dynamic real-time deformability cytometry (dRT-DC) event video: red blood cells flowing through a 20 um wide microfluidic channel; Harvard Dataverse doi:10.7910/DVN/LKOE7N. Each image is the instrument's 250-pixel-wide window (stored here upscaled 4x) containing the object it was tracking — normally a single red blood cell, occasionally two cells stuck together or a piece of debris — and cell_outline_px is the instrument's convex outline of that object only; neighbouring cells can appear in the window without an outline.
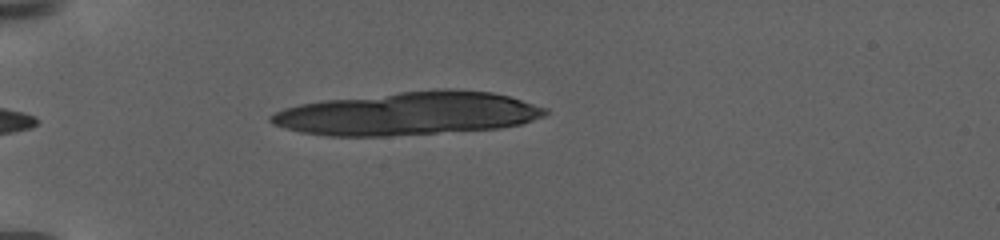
{"species": "human", "species_latin": "Homo sapiens", "temperature_condition": "warm", "stored_images_in_passage": 8, "camera_frame_rate_fps": 3000, "um_per_image_px": 0.085, "donor": {"sex": "female"}, "frame": {"image": 1, "passage_image": 1, "time_ms": 0.0, "image_size_px": [1000, 240], "cell_outline_px": [[548, 112], [544, 116], [520, 124], [500, 128], [388, 136], [328, 136], [300, 132], [284, 128], [272, 124], [268, 120], [268, 116], [284, 108], [300, 104], [324, 100], [400, 92], [448, 88], [492, 92], [508, 96], [548, 108]], "centroid_in_image_um": [34.67, 9.65], "position_along_channel_um": 50.3, "area_um2": 68.9}}